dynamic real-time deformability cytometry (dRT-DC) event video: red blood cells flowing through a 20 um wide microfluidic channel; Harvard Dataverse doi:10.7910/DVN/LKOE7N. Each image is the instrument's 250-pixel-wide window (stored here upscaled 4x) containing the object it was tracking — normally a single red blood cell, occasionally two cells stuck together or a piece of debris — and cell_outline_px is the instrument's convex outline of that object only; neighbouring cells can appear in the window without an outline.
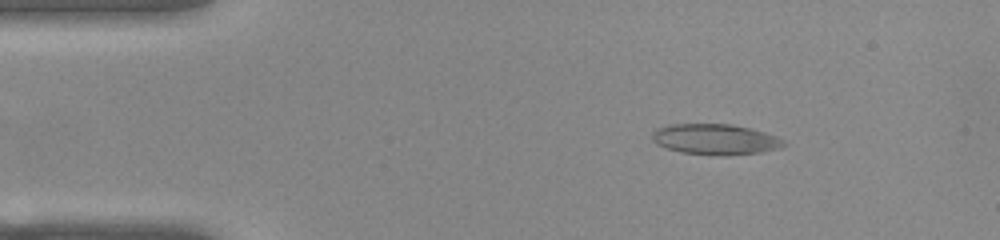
{"species": "common noctule bat (a hibernating species)", "species_latin": "Nyctalus noctula", "temperature_condition": "warm", "stored_images_in_passage": 53, "camera_frame_rate_fps": 3000, "um_per_image_px": 0.085, "animal": {"sex": "female", "body_mass_g": 22.0, "forearm_length_mm": 56.7}, "frame": {"image": 1, "passage_image": 8, "time_ms": 2.333, "image_size_px": [1000, 240], "cell_outline_px": [[788, 144], [780, 148], [760, 152], [724, 156], [712, 156], [680, 152], [664, 148], [656, 144], [652, 140], [652, 132], [656, 128], [668, 124], [732, 124], [764, 132], [776, 136], [784, 140]], "centroid_in_image_um": [60.76, 11.85], "position_along_channel_um": 24.2, "area_um2": 23.87}}
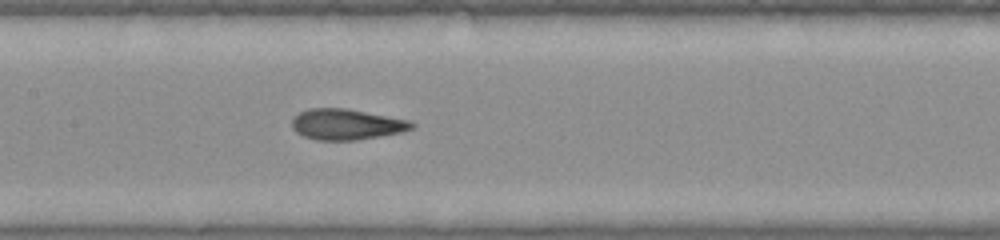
{"frame": {"image": 2, "passage_image": 25, "time_ms": 8.0, "image_size_px": [1000, 240], "cell_outline_px": [[416, 128], [404, 132], [356, 140], [316, 140], [304, 136], [296, 132], [292, 128], [292, 120], [300, 112], [308, 108], [344, 108], [408, 120], [416, 124]], "centroid_in_image_um": [29.47, 10.58], "position_along_channel_um": 177.9, "area_um2": 21.44}}
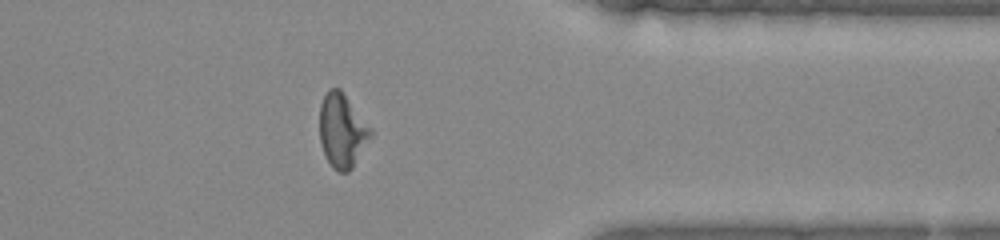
{"frame": {"image": 3, "passage_image": 42, "time_ms": 13.667, "image_size_px": [1000, 240], "cell_outline_px": [[372, 136], [352, 168], [348, 172], [340, 172], [332, 168], [324, 152], [320, 140], [320, 104], [328, 88], [340, 88], [372, 128]], "centroid_in_image_um": [29.09, 11.09], "position_along_channel_um": 382.3, "area_um2": 21.96}, "authors_computed_cell_mechanics": {"area_um2": 22.1952, "velocity_mm_per_s": 3.8506, "shape_relaxation_time_tau1_ms": null, "shape_relaxation_time_tau2_ms": 1.6986, "deformation_change_tau1": null, "deformation_change_tau2": 0.0896}}